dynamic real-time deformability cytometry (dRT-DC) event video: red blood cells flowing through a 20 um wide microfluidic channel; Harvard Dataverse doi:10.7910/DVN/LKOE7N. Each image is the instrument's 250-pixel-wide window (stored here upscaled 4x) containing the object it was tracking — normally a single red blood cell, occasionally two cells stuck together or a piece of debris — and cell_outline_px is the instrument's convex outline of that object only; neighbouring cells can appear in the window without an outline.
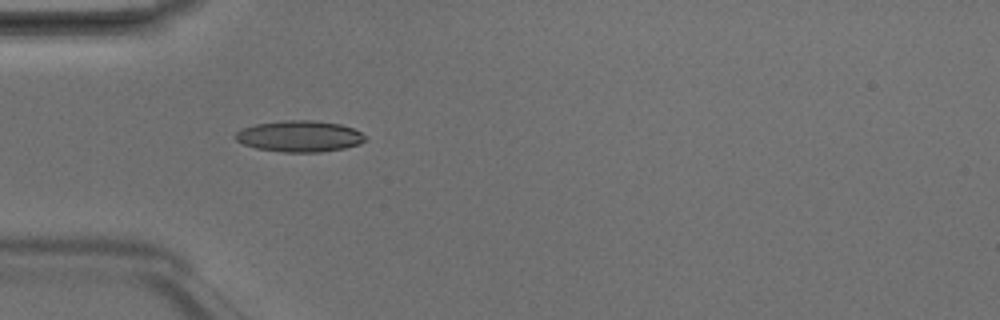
{"species": "Egyptian fruit bat (a non-hibernating species)", "species_latin": "Rousettus aegyptiacus", "temperature_condition": "room temperature", "stored_images_in_passage": 7, "camera_frame_rate_fps": 3000, "um_per_image_px": 0.085, "animal": {"sex": "male"}, "frame": {"image": 1, "passage_image": 5, "time_ms": 1.333, "image_size_px": [1000, 320], "cell_outline_px": [[368, 136], [360, 144], [344, 148], [320, 152], [284, 152], [256, 148], [244, 144], [236, 140], [236, 132], [244, 128], [256, 124], [284, 120], [312, 120], [340, 124], [352, 128]], "centroid_in_image_um": [25.49, 11.58], "position_along_channel_um": 59.5, "area_um2": 23.47}}
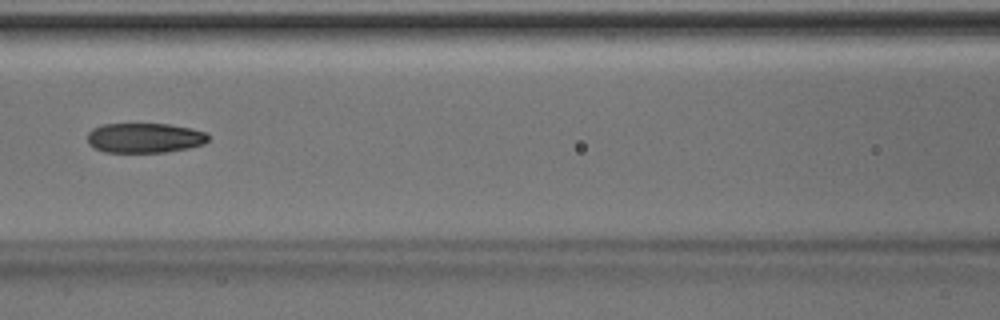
{"frame": {"image": 2, "passage_image": 7, "time_ms": 2.0, "image_size_px": [1000, 320], "cell_outline_px": [[208, 140], [204, 144], [188, 148], [164, 152], [104, 152], [88, 144], [88, 132], [92, 128], [100, 124], [168, 124], [192, 128], [208, 132]], "centroid_in_image_um": [12.3, 11.71], "position_along_channel_um": 154.3, "area_um2": 21.15}}